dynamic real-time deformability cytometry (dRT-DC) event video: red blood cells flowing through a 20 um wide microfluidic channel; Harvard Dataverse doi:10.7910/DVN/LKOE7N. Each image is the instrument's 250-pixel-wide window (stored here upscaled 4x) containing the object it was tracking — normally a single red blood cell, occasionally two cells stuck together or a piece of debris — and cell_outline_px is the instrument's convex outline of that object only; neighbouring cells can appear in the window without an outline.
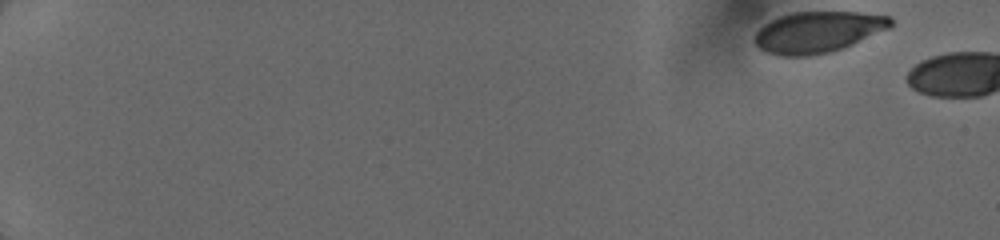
{"species": "human", "species_latin": "Homo sapiens", "temperature_condition": "cold", "stored_images_in_passage": 3, "segment_of_instrument_passage": [1, 2], "camera_frame_rate_fps": 3000, "um_per_image_px": 0.085, "donor": {"sex": "female"}, "frame": {"image": 1, "passage_image": 1, "time_ms": 0.0, "image_size_px": [1000, 240], "cell_outline_px": [[892, 24], [888, 28], [844, 48], [828, 52], [808, 56], [780, 56], [768, 52], [760, 48], [756, 44], [756, 32], [764, 24], [780, 16], [792, 12], [860, 12], [888, 16], [892, 20]], "centroid_in_image_um": [69.52, 2.72], "position_along_channel_um": 15.5, "area_um2": 32.25}}